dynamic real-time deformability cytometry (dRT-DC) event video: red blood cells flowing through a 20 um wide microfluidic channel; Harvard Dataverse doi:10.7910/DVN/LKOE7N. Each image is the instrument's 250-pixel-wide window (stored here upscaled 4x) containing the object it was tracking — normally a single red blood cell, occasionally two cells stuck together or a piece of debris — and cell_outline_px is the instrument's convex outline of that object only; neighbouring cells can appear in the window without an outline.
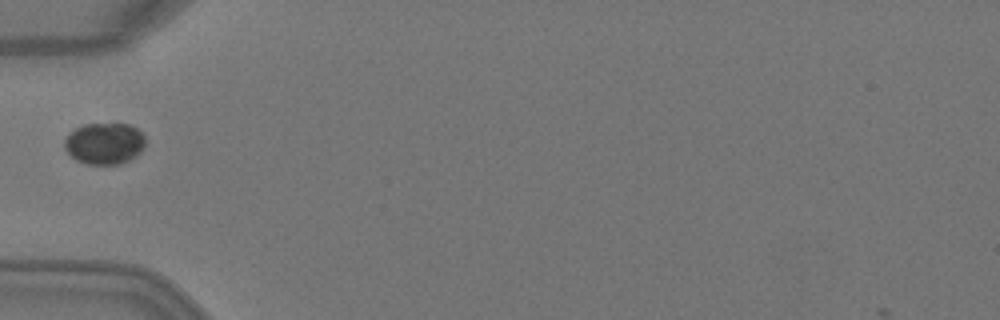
{"species": "Egyptian fruit bat (a non-hibernating species)", "species_latin": "Rousettus aegyptiacus", "temperature_condition": "warm", "stored_images_in_passage": 1, "camera_frame_rate_fps": 3000, "um_per_image_px": 0.085, "animal": {"sex": "female"}, "frame": {"image": 1, "passage_image": 1, "time_ms": 0.0, "image_size_px": [1000, 320], "cell_outline_px": [[144, 148], [136, 156], [120, 164], [88, 164], [76, 160], [64, 148], [64, 140], [76, 128], [84, 124], [128, 124], [136, 128], [144, 136]], "centroid_in_image_um": [8.88, 12.2], "position_along_channel_um": 76.1, "area_um2": 19.36}}